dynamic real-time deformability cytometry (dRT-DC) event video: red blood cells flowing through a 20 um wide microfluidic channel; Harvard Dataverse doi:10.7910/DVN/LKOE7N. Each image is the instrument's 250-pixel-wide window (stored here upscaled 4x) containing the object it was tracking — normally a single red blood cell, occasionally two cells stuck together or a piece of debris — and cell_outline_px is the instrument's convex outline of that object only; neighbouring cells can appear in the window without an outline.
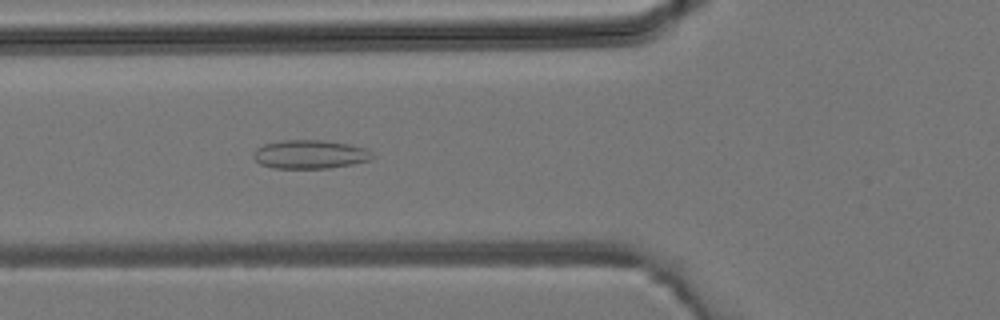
{"species": "common noctule bat (a hibernating species)", "species_latin": "Nyctalus noctula", "temperature_condition": "room temperature", "stored_images_in_passage": 40, "camera_frame_rate_fps": 3000, "um_per_image_px": 0.085, "animal": {"sex": "male", "body_mass_g": 19.2, "forearm_length_mm": 51.8}, "frame": {"image": 1, "passage_image": 14, "time_ms": 4.333, "image_size_px": [1000, 320], "cell_outline_px": [[376, 156], [368, 160], [352, 164], [328, 168], [272, 168], [260, 164], [252, 156], [256, 148], [264, 144], [284, 140], [324, 140], [348, 144], [368, 148]], "centroid_in_image_um": [26.36, 13.11], "position_along_channel_um": 99.4, "area_um2": 19.94}}
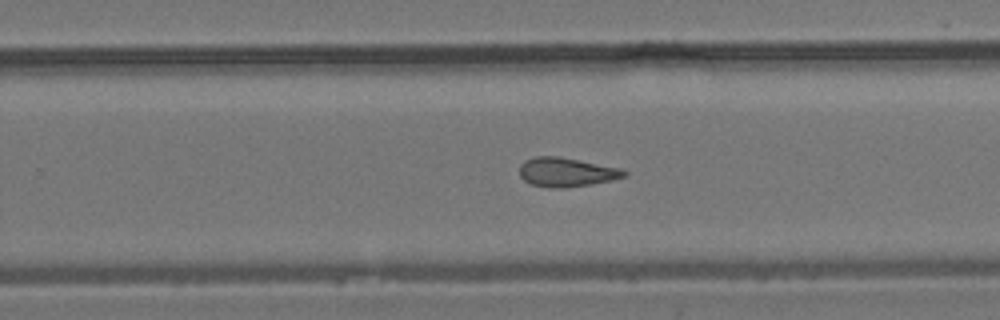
{"frame": {"image": 2, "passage_image": 25, "time_ms": 8.0, "image_size_px": [1000, 320], "cell_outline_px": [[628, 176], [612, 180], [564, 188], [552, 188], [532, 184], [524, 180], [520, 176], [520, 164], [524, 160], [536, 156], [560, 156], [620, 168], [628, 172]], "centroid_in_image_um": [48.15, 14.62], "position_along_channel_um": 281.7, "area_um2": 17.74}}
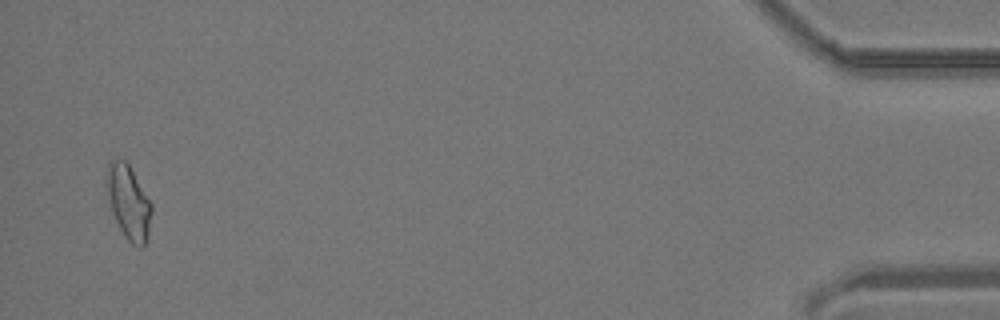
{"frame": {"image": 3, "passage_image": 39, "time_ms": 12.667, "image_size_px": [1000, 320], "cell_outline_px": [[152, 212], [148, 232], [144, 248], [140, 248], [132, 244], [128, 240], [120, 228], [112, 212], [104, 180], [108, 164], [112, 160], [124, 160], [128, 164], [152, 204]], "centroid_in_image_um": [10.92, 17.19], "position_along_channel_um": 424.3, "area_um2": 19.19}}